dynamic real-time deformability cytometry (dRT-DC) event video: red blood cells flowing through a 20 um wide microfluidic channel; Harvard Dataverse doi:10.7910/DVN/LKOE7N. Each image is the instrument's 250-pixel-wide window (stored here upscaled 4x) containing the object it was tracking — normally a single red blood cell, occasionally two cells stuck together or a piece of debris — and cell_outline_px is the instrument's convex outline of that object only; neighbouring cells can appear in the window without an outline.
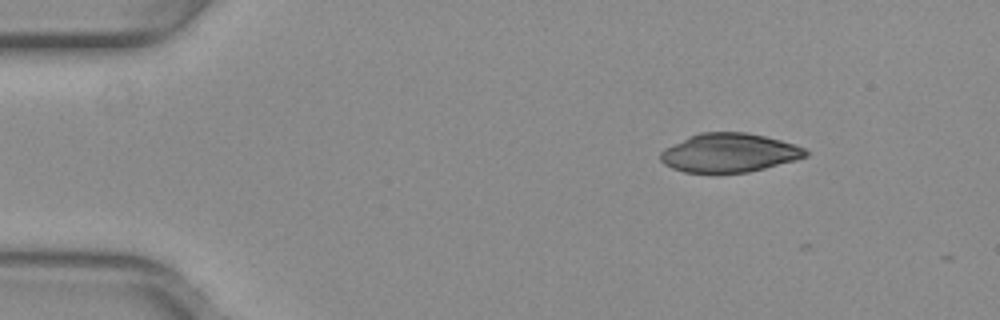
{"species": "common noctule bat (a hibernating species)", "species_latin": "Nyctalus noctula", "temperature_condition": "warm", "stored_images_in_passage": 4, "camera_frame_rate_fps": 3000, "um_per_image_px": 0.085, "animal": {"sex": "female", "body_mass_g": 29.2, "forearm_length_mm": 56.3}, "frame": {"image": 1, "passage_image": 2, "time_ms": 0.333, "image_size_px": [1000, 320], "cell_outline_px": [[808, 156], [796, 160], [748, 172], [716, 176], [684, 172], [672, 168], [664, 164], [660, 160], [660, 152], [664, 148], [688, 136], [700, 132], [748, 132], [780, 140], [804, 148], [808, 152]], "centroid_in_image_um": [61.92, 13.03], "position_along_channel_um": 23.1, "area_um2": 33.64}}